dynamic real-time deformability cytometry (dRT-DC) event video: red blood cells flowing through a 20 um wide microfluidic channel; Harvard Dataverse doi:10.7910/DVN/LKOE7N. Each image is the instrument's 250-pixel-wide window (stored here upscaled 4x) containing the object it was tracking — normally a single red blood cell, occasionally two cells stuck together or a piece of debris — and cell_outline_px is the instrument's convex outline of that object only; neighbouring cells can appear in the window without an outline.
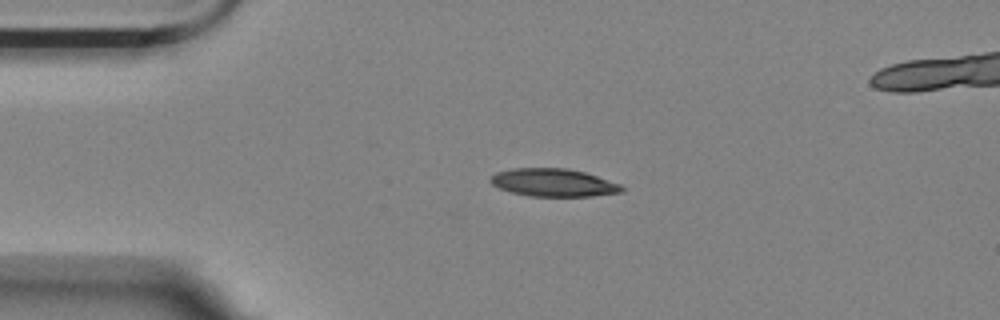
{"species": "Egyptian fruit bat (a non-hibernating species)", "species_latin": "Rousettus aegyptiacus", "temperature_condition": "room temperature", "stored_images_in_passage": 5, "camera_frame_rate_fps": 3000, "um_per_image_px": 0.085, "animal": {"sex": "female"}, "frame": {"image": 1, "passage_image": 3, "time_ms": 3.333, "image_size_px": [1000, 320], "cell_outline_px": [[624, 192], [592, 196], [528, 196], [512, 192], [500, 188], [492, 184], [488, 180], [488, 176], [496, 172], [512, 168], [568, 168], [584, 172], [620, 184], [624, 188]], "centroid_in_image_um": [47.01, 15.52], "position_along_channel_um": 38.0, "area_um2": 21.39}}